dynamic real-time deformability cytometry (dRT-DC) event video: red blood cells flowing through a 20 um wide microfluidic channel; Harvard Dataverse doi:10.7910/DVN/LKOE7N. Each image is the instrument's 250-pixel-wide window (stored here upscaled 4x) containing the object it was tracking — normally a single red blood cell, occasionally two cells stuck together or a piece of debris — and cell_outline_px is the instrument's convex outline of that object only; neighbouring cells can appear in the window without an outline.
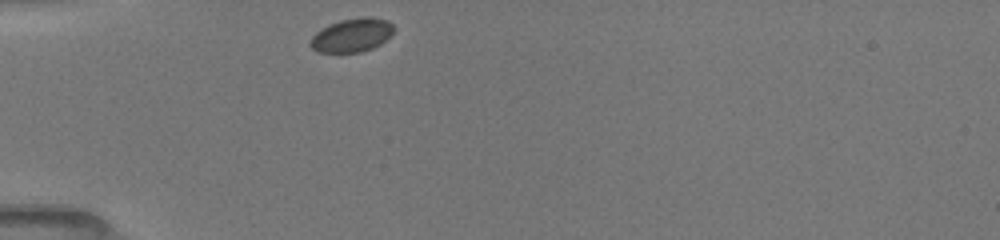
{"species": "common noctule bat (a hibernating species)", "species_latin": "Nyctalus noctula", "temperature_condition": "room temperature", "stored_images_in_passage": 21, "camera_frame_rate_fps": 3000, "um_per_image_px": 0.085, "animal": {"sex": "female", "body_mass_g": 19.5, "forearm_length_mm": 54.1}, "frame": {"image": 1, "passage_image": 1, "time_ms": 0.0, "image_size_px": [1000, 240], "cell_outline_px": [[392, 32], [380, 44], [372, 48], [360, 52], [316, 52], [308, 44], [312, 36], [316, 32], [328, 24], [340, 20], [360, 16], [372, 16], [388, 20], [392, 24]], "centroid_in_image_um": [29.87, 2.97], "position_along_channel_um": 55.1, "area_um2": 16.42}}
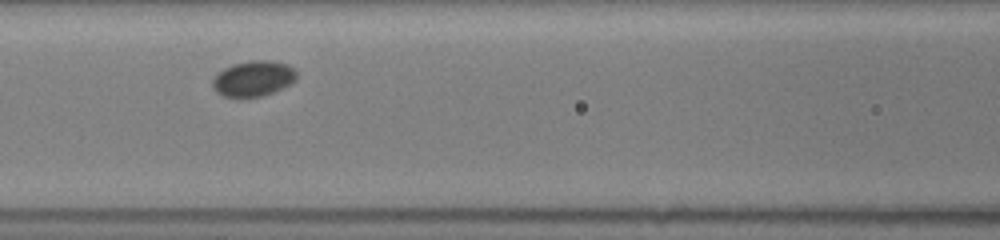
{"frame": {"image": 2, "passage_image": 15, "time_ms": 2.667, "image_size_px": [1000, 240], "cell_outline_px": [[296, 80], [264, 96], [244, 100], [240, 100], [224, 96], [216, 92], [212, 88], [212, 80], [216, 72], [232, 64], [252, 60], [272, 60], [284, 64], [292, 68], [296, 72]], "centroid_in_image_um": [21.45, 6.72], "position_along_channel_um": 145.2, "area_um2": 17.86}}
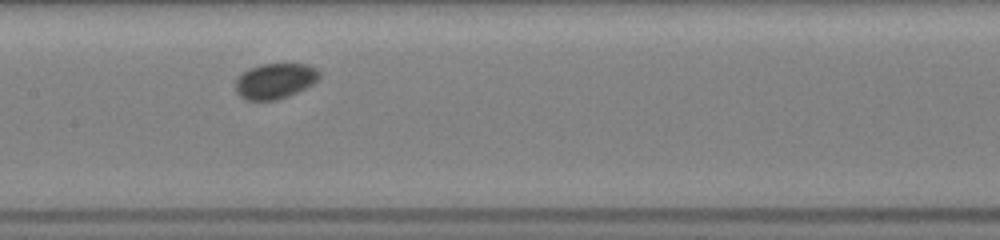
{"frame": {"image": 3, "passage_image": 20, "time_ms": 3.667, "image_size_px": [1000, 240], "cell_outline_px": [[320, 76], [312, 84], [288, 96], [276, 100], [244, 100], [236, 92], [236, 76], [248, 68], [260, 64], [308, 64], [316, 68], [320, 72]], "centroid_in_image_um": [23.34, 6.87], "position_along_channel_um": 184.1, "area_um2": 17.4}}